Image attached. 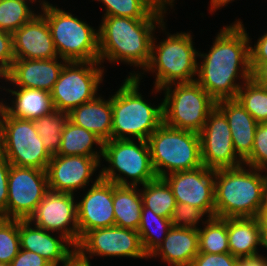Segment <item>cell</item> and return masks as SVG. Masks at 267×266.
I'll return each mask as SVG.
<instances>
[{
    "label": "cell",
    "mask_w": 267,
    "mask_h": 266,
    "mask_svg": "<svg viewBox=\"0 0 267 266\" xmlns=\"http://www.w3.org/2000/svg\"><path fill=\"white\" fill-rule=\"evenodd\" d=\"M169 185L177 203L202 210L208 218L215 217L214 170L205 166L178 171L162 177Z\"/></svg>",
    "instance_id": "15"
},
{
    "label": "cell",
    "mask_w": 267,
    "mask_h": 266,
    "mask_svg": "<svg viewBox=\"0 0 267 266\" xmlns=\"http://www.w3.org/2000/svg\"><path fill=\"white\" fill-rule=\"evenodd\" d=\"M267 62V31L259 36L254 47L250 45V63Z\"/></svg>",
    "instance_id": "43"
},
{
    "label": "cell",
    "mask_w": 267,
    "mask_h": 266,
    "mask_svg": "<svg viewBox=\"0 0 267 266\" xmlns=\"http://www.w3.org/2000/svg\"><path fill=\"white\" fill-rule=\"evenodd\" d=\"M264 185L267 187V169H264Z\"/></svg>",
    "instance_id": "53"
},
{
    "label": "cell",
    "mask_w": 267,
    "mask_h": 266,
    "mask_svg": "<svg viewBox=\"0 0 267 266\" xmlns=\"http://www.w3.org/2000/svg\"><path fill=\"white\" fill-rule=\"evenodd\" d=\"M258 220L261 228H267V210H259Z\"/></svg>",
    "instance_id": "48"
},
{
    "label": "cell",
    "mask_w": 267,
    "mask_h": 266,
    "mask_svg": "<svg viewBox=\"0 0 267 266\" xmlns=\"http://www.w3.org/2000/svg\"><path fill=\"white\" fill-rule=\"evenodd\" d=\"M101 157L52 155L46 169L49 190L70 194L84 191L101 167Z\"/></svg>",
    "instance_id": "17"
},
{
    "label": "cell",
    "mask_w": 267,
    "mask_h": 266,
    "mask_svg": "<svg viewBox=\"0 0 267 266\" xmlns=\"http://www.w3.org/2000/svg\"><path fill=\"white\" fill-rule=\"evenodd\" d=\"M20 250L19 220L0 218V263L11 264Z\"/></svg>",
    "instance_id": "36"
},
{
    "label": "cell",
    "mask_w": 267,
    "mask_h": 266,
    "mask_svg": "<svg viewBox=\"0 0 267 266\" xmlns=\"http://www.w3.org/2000/svg\"><path fill=\"white\" fill-rule=\"evenodd\" d=\"M205 224V225H204ZM201 225L202 228H201ZM198 228L199 252L209 254L228 253L227 218H206Z\"/></svg>",
    "instance_id": "32"
},
{
    "label": "cell",
    "mask_w": 267,
    "mask_h": 266,
    "mask_svg": "<svg viewBox=\"0 0 267 266\" xmlns=\"http://www.w3.org/2000/svg\"><path fill=\"white\" fill-rule=\"evenodd\" d=\"M142 186L140 193L143 206L159 216L170 219L177 202L168 183L157 177Z\"/></svg>",
    "instance_id": "31"
},
{
    "label": "cell",
    "mask_w": 267,
    "mask_h": 266,
    "mask_svg": "<svg viewBox=\"0 0 267 266\" xmlns=\"http://www.w3.org/2000/svg\"><path fill=\"white\" fill-rule=\"evenodd\" d=\"M166 22H162L159 30L165 31L167 38L159 42L155 35L151 45V59L148 66L141 71H131L127 77H137L140 81L142 74H155V82L152 93L156 95L161 89L170 84L189 83L196 80L198 53L194 46L193 35L190 32H176L171 34L166 32ZM158 42V44H157ZM195 47V48H194ZM138 72V73H137Z\"/></svg>",
    "instance_id": "3"
},
{
    "label": "cell",
    "mask_w": 267,
    "mask_h": 266,
    "mask_svg": "<svg viewBox=\"0 0 267 266\" xmlns=\"http://www.w3.org/2000/svg\"><path fill=\"white\" fill-rule=\"evenodd\" d=\"M68 116L72 123L95 133L103 141L110 140L113 117L112 94L107 100L98 95L94 100L72 109Z\"/></svg>",
    "instance_id": "25"
},
{
    "label": "cell",
    "mask_w": 267,
    "mask_h": 266,
    "mask_svg": "<svg viewBox=\"0 0 267 266\" xmlns=\"http://www.w3.org/2000/svg\"><path fill=\"white\" fill-rule=\"evenodd\" d=\"M227 234L229 251L233 256L259 254L261 227L257 217L227 218Z\"/></svg>",
    "instance_id": "26"
},
{
    "label": "cell",
    "mask_w": 267,
    "mask_h": 266,
    "mask_svg": "<svg viewBox=\"0 0 267 266\" xmlns=\"http://www.w3.org/2000/svg\"><path fill=\"white\" fill-rule=\"evenodd\" d=\"M31 4L29 0H0V30L13 34L31 21L38 14Z\"/></svg>",
    "instance_id": "34"
},
{
    "label": "cell",
    "mask_w": 267,
    "mask_h": 266,
    "mask_svg": "<svg viewBox=\"0 0 267 266\" xmlns=\"http://www.w3.org/2000/svg\"><path fill=\"white\" fill-rule=\"evenodd\" d=\"M0 153L11 165L46 170L52 155L44 147L33 120L10 116L0 106Z\"/></svg>",
    "instance_id": "10"
},
{
    "label": "cell",
    "mask_w": 267,
    "mask_h": 266,
    "mask_svg": "<svg viewBox=\"0 0 267 266\" xmlns=\"http://www.w3.org/2000/svg\"><path fill=\"white\" fill-rule=\"evenodd\" d=\"M206 214L197 207L189 204L177 203L170 217L171 225L182 228L198 229L200 221L205 223L203 216Z\"/></svg>",
    "instance_id": "38"
},
{
    "label": "cell",
    "mask_w": 267,
    "mask_h": 266,
    "mask_svg": "<svg viewBox=\"0 0 267 266\" xmlns=\"http://www.w3.org/2000/svg\"><path fill=\"white\" fill-rule=\"evenodd\" d=\"M37 227L30 220H19L20 248L46 259L52 266H59L75 245L62 234Z\"/></svg>",
    "instance_id": "21"
},
{
    "label": "cell",
    "mask_w": 267,
    "mask_h": 266,
    "mask_svg": "<svg viewBox=\"0 0 267 266\" xmlns=\"http://www.w3.org/2000/svg\"><path fill=\"white\" fill-rule=\"evenodd\" d=\"M103 143L104 141L95 133L68 120L62 131L61 146L56 155L102 156ZM95 145L99 146V150L93 148Z\"/></svg>",
    "instance_id": "28"
},
{
    "label": "cell",
    "mask_w": 267,
    "mask_h": 266,
    "mask_svg": "<svg viewBox=\"0 0 267 266\" xmlns=\"http://www.w3.org/2000/svg\"><path fill=\"white\" fill-rule=\"evenodd\" d=\"M11 266H52L46 259L32 251L21 249L11 262Z\"/></svg>",
    "instance_id": "42"
},
{
    "label": "cell",
    "mask_w": 267,
    "mask_h": 266,
    "mask_svg": "<svg viewBox=\"0 0 267 266\" xmlns=\"http://www.w3.org/2000/svg\"><path fill=\"white\" fill-rule=\"evenodd\" d=\"M39 13L48 23L60 58L67 62L99 61L98 29L55 5Z\"/></svg>",
    "instance_id": "8"
},
{
    "label": "cell",
    "mask_w": 267,
    "mask_h": 266,
    "mask_svg": "<svg viewBox=\"0 0 267 266\" xmlns=\"http://www.w3.org/2000/svg\"><path fill=\"white\" fill-rule=\"evenodd\" d=\"M251 79L259 86L267 88V62L250 63Z\"/></svg>",
    "instance_id": "45"
},
{
    "label": "cell",
    "mask_w": 267,
    "mask_h": 266,
    "mask_svg": "<svg viewBox=\"0 0 267 266\" xmlns=\"http://www.w3.org/2000/svg\"><path fill=\"white\" fill-rule=\"evenodd\" d=\"M199 135L203 166L218 170L244 164L234 151L228 121L217 107L208 115Z\"/></svg>",
    "instance_id": "14"
},
{
    "label": "cell",
    "mask_w": 267,
    "mask_h": 266,
    "mask_svg": "<svg viewBox=\"0 0 267 266\" xmlns=\"http://www.w3.org/2000/svg\"><path fill=\"white\" fill-rule=\"evenodd\" d=\"M102 179L119 186H142L157 178L147 140L110 139L103 143Z\"/></svg>",
    "instance_id": "6"
},
{
    "label": "cell",
    "mask_w": 267,
    "mask_h": 266,
    "mask_svg": "<svg viewBox=\"0 0 267 266\" xmlns=\"http://www.w3.org/2000/svg\"><path fill=\"white\" fill-rule=\"evenodd\" d=\"M198 253V229L172 226L149 259L160 257L168 266H191Z\"/></svg>",
    "instance_id": "23"
},
{
    "label": "cell",
    "mask_w": 267,
    "mask_h": 266,
    "mask_svg": "<svg viewBox=\"0 0 267 266\" xmlns=\"http://www.w3.org/2000/svg\"><path fill=\"white\" fill-rule=\"evenodd\" d=\"M10 166L8 160L0 153V215L2 218H6Z\"/></svg>",
    "instance_id": "41"
},
{
    "label": "cell",
    "mask_w": 267,
    "mask_h": 266,
    "mask_svg": "<svg viewBox=\"0 0 267 266\" xmlns=\"http://www.w3.org/2000/svg\"><path fill=\"white\" fill-rule=\"evenodd\" d=\"M67 61L54 59H15L11 69L0 78L13 87L40 89L51 92ZM9 82V83H7Z\"/></svg>",
    "instance_id": "19"
},
{
    "label": "cell",
    "mask_w": 267,
    "mask_h": 266,
    "mask_svg": "<svg viewBox=\"0 0 267 266\" xmlns=\"http://www.w3.org/2000/svg\"><path fill=\"white\" fill-rule=\"evenodd\" d=\"M235 0H210V7H209V13H213L223 7L228 6V4H230L231 2H233Z\"/></svg>",
    "instance_id": "47"
},
{
    "label": "cell",
    "mask_w": 267,
    "mask_h": 266,
    "mask_svg": "<svg viewBox=\"0 0 267 266\" xmlns=\"http://www.w3.org/2000/svg\"><path fill=\"white\" fill-rule=\"evenodd\" d=\"M68 120V113L57 110L33 120L35 130L51 155H56L60 149L61 134Z\"/></svg>",
    "instance_id": "33"
},
{
    "label": "cell",
    "mask_w": 267,
    "mask_h": 266,
    "mask_svg": "<svg viewBox=\"0 0 267 266\" xmlns=\"http://www.w3.org/2000/svg\"><path fill=\"white\" fill-rule=\"evenodd\" d=\"M102 65L99 61L66 62L50 92L55 110L69 113L94 100L105 77Z\"/></svg>",
    "instance_id": "11"
},
{
    "label": "cell",
    "mask_w": 267,
    "mask_h": 266,
    "mask_svg": "<svg viewBox=\"0 0 267 266\" xmlns=\"http://www.w3.org/2000/svg\"><path fill=\"white\" fill-rule=\"evenodd\" d=\"M261 247L267 250V228H261Z\"/></svg>",
    "instance_id": "50"
},
{
    "label": "cell",
    "mask_w": 267,
    "mask_h": 266,
    "mask_svg": "<svg viewBox=\"0 0 267 266\" xmlns=\"http://www.w3.org/2000/svg\"><path fill=\"white\" fill-rule=\"evenodd\" d=\"M161 91L163 122L173 128L199 133L216 107V101L196 81L170 84Z\"/></svg>",
    "instance_id": "9"
},
{
    "label": "cell",
    "mask_w": 267,
    "mask_h": 266,
    "mask_svg": "<svg viewBox=\"0 0 267 266\" xmlns=\"http://www.w3.org/2000/svg\"><path fill=\"white\" fill-rule=\"evenodd\" d=\"M147 141L157 177L203 166L197 132L173 128L163 122Z\"/></svg>",
    "instance_id": "7"
},
{
    "label": "cell",
    "mask_w": 267,
    "mask_h": 266,
    "mask_svg": "<svg viewBox=\"0 0 267 266\" xmlns=\"http://www.w3.org/2000/svg\"><path fill=\"white\" fill-rule=\"evenodd\" d=\"M236 99L257 123H267V88L249 79L239 89Z\"/></svg>",
    "instance_id": "35"
},
{
    "label": "cell",
    "mask_w": 267,
    "mask_h": 266,
    "mask_svg": "<svg viewBox=\"0 0 267 266\" xmlns=\"http://www.w3.org/2000/svg\"><path fill=\"white\" fill-rule=\"evenodd\" d=\"M87 257L77 246L60 263L62 266H91Z\"/></svg>",
    "instance_id": "44"
},
{
    "label": "cell",
    "mask_w": 267,
    "mask_h": 266,
    "mask_svg": "<svg viewBox=\"0 0 267 266\" xmlns=\"http://www.w3.org/2000/svg\"><path fill=\"white\" fill-rule=\"evenodd\" d=\"M260 210H267V187L265 185L262 191V203Z\"/></svg>",
    "instance_id": "49"
},
{
    "label": "cell",
    "mask_w": 267,
    "mask_h": 266,
    "mask_svg": "<svg viewBox=\"0 0 267 266\" xmlns=\"http://www.w3.org/2000/svg\"><path fill=\"white\" fill-rule=\"evenodd\" d=\"M159 1L163 6H166V7L169 6L171 9H174L173 8L174 7V3H176V2H174L176 0H159Z\"/></svg>",
    "instance_id": "52"
},
{
    "label": "cell",
    "mask_w": 267,
    "mask_h": 266,
    "mask_svg": "<svg viewBox=\"0 0 267 266\" xmlns=\"http://www.w3.org/2000/svg\"><path fill=\"white\" fill-rule=\"evenodd\" d=\"M216 107L225 115L234 151L244 161L252 152L258 123L236 98L217 101Z\"/></svg>",
    "instance_id": "22"
},
{
    "label": "cell",
    "mask_w": 267,
    "mask_h": 266,
    "mask_svg": "<svg viewBox=\"0 0 267 266\" xmlns=\"http://www.w3.org/2000/svg\"><path fill=\"white\" fill-rule=\"evenodd\" d=\"M77 247L91 260L94 256L148 260L138 231L116 225L90 230L80 239Z\"/></svg>",
    "instance_id": "13"
},
{
    "label": "cell",
    "mask_w": 267,
    "mask_h": 266,
    "mask_svg": "<svg viewBox=\"0 0 267 266\" xmlns=\"http://www.w3.org/2000/svg\"><path fill=\"white\" fill-rule=\"evenodd\" d=\"M143 200L138 186H119L113 183L115 225L138 230Z\"/></svg>",
    "instance_id": "27"
},
{
    "label": "cell",
    "mask_w": 267,
    "mask_h": 266,
    "mask_svg": "<svg viewBox=\"0 0 267 266\" xmlns=\"http://www.w3.org/2000/svg\"><path fill=\"white\" fill-rule=\"evenodd\" d=\"M165 19L102 17L98 27L99 62L128 64L143 72L151 59L155 30ZM106 60V61H105Z\"/></svg>",
    "instance_id": "2"
},
{
    "label": "cell",
    "mask_w": 267,
    "mask_h": 266,
    "mask_svg": "<svg viewBox=\"0 0 267 266\" xmlns=\"http://www.w3.org/2000/svg\"><path fill=\"white\" fill-rule=\"evenodd\" d=\"M243 162L256 169H267V123H258L252 152Z\"/></svg>",
    "instance_id": "37"
},
{
    "label": "cell",
    "mask_w": 267,
    "mask_h": 266,
    "mask_svg": "<svg viewBox=\"0 0 267 266\" xmlns=\"http://www.w3.org/2000/svg\"><path fill=\"white\" fill-rule=\"evenodd\" d=\"M93 1V0H92ZM103 3L102 17L119 16L134 19H165L169 7L159 0H94Z\"/></svg>",
    "instance_id": "29"
},
{
    "label": "cell",
    "mask_w": 267,
    "mask_h": 266,
    "mask_svg": "<svg viewBox=\"0 0 267 266\" xmlns=\"http://www.w3.org/2000/svg\"><path fill=\"white\" fill-rule=\"evenodd\" d=\"M214 179L215 217H258L264 170L243 164L235 168L214 170Z\"/></svg>",
    "instance_id": "4"
},
{
    "label": "cell",
    "mask_w": 267,
    "mask_h": 266,
    "mask_svg": "<svg viewBox=\"0 0 267 266\" xmlns=\"http://www.w3.org/2000/svg\"><path fill=\"white\" fill-rule=\"evenodd\" d=\"M91 187L85 190L82 199L77 202L79 241L90 230L115 225L113 210V183L104 180L100 171Z\"/></svg>",
    "instance_id": "18"
},
{
    "label": "cell",
    "mask_w": 267,
    "mask_h": 266,
    "mask_svg": "<svg viewBox=\"0 0 267 266\" xmlns=\"http://www.w3.org/2000/svg\"><path fill=\"white\" fill-rule=\"evenodd\" d=\"M48 191L46 170L11 165L6 218L28 220Z\"/></svg>",
    "instance_id": "12"
},
{
    "label": "cell",
    "mask_w": 267,
    "mask_h": 266,
    "mask_svg": "<svg viewBox=\"0 0 267 266\" xmlns=\"http://www.w3.org/2000/svg\"><path fill=\"white\" fill-rule=\"evenodd\" d=\"M3 88V90H2ZM17 88V90H16ZM14 87L10 89L0 85V91L9 92L10 104L0 98V106L10 115L18 119L35 120L55 110L51 94L46 90ZM11 105V106H10Z\"/></svg>",
    "instance_id": "24"
},
{
    "label": "cell",
    "mask_w": 267,
    "mask_h": 266,
    "mask_svg": "<svg viewBox=\"0 0 267 266\" xmlns=\"http://www.w3.org/2000/svg\"><path fill=\"white\" fill-rule=\"evenodd\" d=\"M237 266H267V257L262 254L238 257Z\"/></svg>",
    "instance_id": "46"
},
{
    "label": "cell",
    "mask_w": 267,
    "mask_h": 266,
    "mask_svg": "<svg viewBox=\"0 0 267 266\" xmlns=\"http://www.w3.org/2000/svg\"><path fill=\"white\" fill-rule=\"evenodd\" d=\"M238 257L230 252L222 254H209L199 252L192 261L191 266H237Z\"/></svg>",
    "instance_id": "40"
},
{
    "label": "cell",
    "mask_w": 267,
    "mask_h": 266,
    "mask_svg": "<svg viewBox=\"0 0 267 266\" xmlns=\"http://www.w3.org/2000/svg\"><path fill=\"white\" fill-rule=\"evenodd\" d=\"M0 266H11V264H7V263H0Z\"/></svg>",
    "instance_id": "54"
},
{
    "label": "cell",
    "mask_w": 267,
    "mask_h": 266,
    "mask_svg": "<svg viewBox=\"0 0 267 266\" xmlns=\"http://www.w3.org/2000/svg\"><path fill=\"white\" fill-rule=\"evenodd\" d=\"M137 77H126L112 95L111 139L148 140L163 123V102L158 106L147 103Z\"/></svg>",
    "instance_id": "5"
},
{
    "label": "cell",
    "mask_w": 267,
    "mask_h": 266,
    "mask_svg": "<svg viewBox=\"0 0 267 266\" xmlns=\"http://www.w3.org/2000/svg\"><path fill=\"white\" fill-rule=\"evenodd\" d=\"M245 28L241 19L223 26L210 50L198 53L201 62L198 59L195 81L216 102L236 98L241 86L251 79L252 38Z\"/></svg>",
    "instance_id": "1"
},
{
    "label": "cell",
    "mask_w": 267,
    "mask_h": 266,
    "mask_svg": "<svg viewBox=\"0 0 267 266\" xmlns=\"http://www.w3.org/2000/svg\"><path fill=\"white\" fill-rule=\"evenodd\" d=\"M14 60L13 35L0 30V78L11 69Z\"/></svg>",
    "instance_id": "39"
},
{
    "label": "cell",
    "mask_w": 267,
    "mask_h": 266,
    "mask_svg": "<svg viewBox=\"0 0 267 266\" xmlns=\"http://www.w3.org/2000/svg\"><path fill=\"white\" fill-rule=\"evenodd\" d=\"M31 1L32 3H40L38 5L39 6V11L43 8H46V7H50V6H54L53 4H51L50 2H48L47 0H29Z\"/></svg>",
    "instance_id": "51"
},
{
    "label": "cell",
    "mask_w": 267,
    "mask_h": 266,
    "mask_svg": "<svg viewBox=\"0 0 267 266\" xmlns=\"http://www.w3.org/2000/svg\"><path fill=\"white\" fill-rule=\"evenodd\" d=\"M12 35L15 59H54L59 57L48 23L40 13Z\"/></svg>",
    "instance_id": "20"
},
{
    "label": "cell",
    "mask_w": 267,
    "mask_h": 266,
    "mask_svg": "<svg viewBox=\"0 0 267 266\" xmlns=\"http://www.w3.org/2000/svg\"><path fill=\"white\" fill-rule=\"evenodd\" d=\"M171 227L169 218L159 216L151 209L142 206L140 226L137 231L143 250L148 258L163 243Z\"/></svg>",
    "instance_id": "30"
},
{
    "label": "cell",
    "mask_w": 267,
    "mask_h": 266,
    "mask_svg": "<svg viewBox=\"0 0 267 266\" xmlns=\"http://www.w3.org/2000/svg\"><path fill=\"white\" fill-rule=\"evenodd\" d=\"M76 195L49 190L28 219L37 227L62 234L75 246L79 243Z\"/></svg>",
    "instance_id": "16"
}]
</instances>
